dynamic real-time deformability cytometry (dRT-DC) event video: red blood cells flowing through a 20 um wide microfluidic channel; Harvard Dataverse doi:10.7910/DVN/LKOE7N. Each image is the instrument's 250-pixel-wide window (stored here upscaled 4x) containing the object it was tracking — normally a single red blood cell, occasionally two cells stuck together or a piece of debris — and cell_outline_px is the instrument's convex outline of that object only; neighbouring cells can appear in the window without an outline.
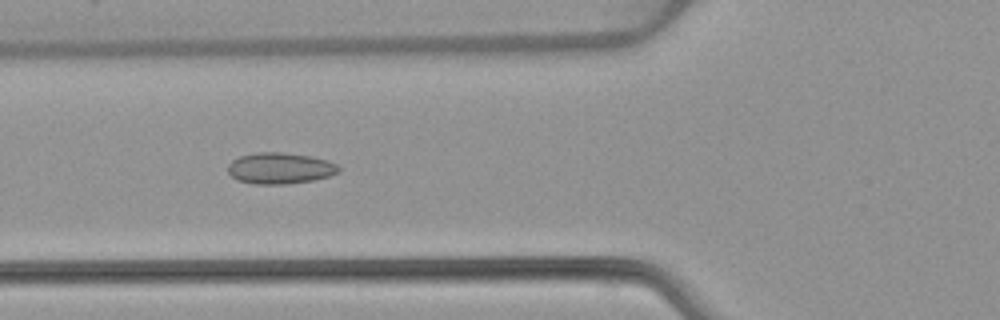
{"species": "common noctule bat (a hibernating species)", "species_latin": "Nyctalus noctula", "temperature_condition": "warm", "stored_images_in_passage": 53, "camera_frame_rate_fps": 3000, "um_per_image_px": 0.085, "animal": {"sex": "female", "body_mass_g": 22.7, "forearm_length_mm": 54.2}, "frame": {"image": 1, "passage_image": 20, "time_ms": 6.333, "image_size_px": [1000, 320], "cell_outline_px": [[340, 172], [328, 176], [312, 180], [288, 184], [256, 184], [236, 180], [228, 172], [228, 164], [232, 160], [240, 156], [256, 152], [284, 152], [312, 156], [328, 160], [336, 164], [340, 168]], "centroid_in_image_um": [23.8, 14.29], "position_along_channel_um": 102.0, "area_um2": 20.29}}
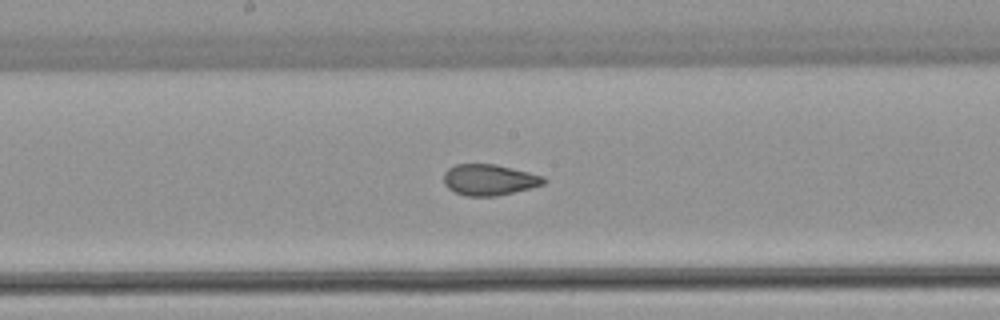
{"frame": {"image": 2, "passage_image": 28, "time_ms": 9.0, "image_size_px": [1000, 320], "cell_outline_px": [[548, 180], [544, 184], [532, 188], [496, 196], [464, 196], [448, 188], [444, 184], [444, 172], [448, 168], [456, 164], [496, 164], [544, 176]], "centroid_in_image_um": [41.6, 15.28], "position_along_channel_um": 206.6, "area_um2": 18.21}}
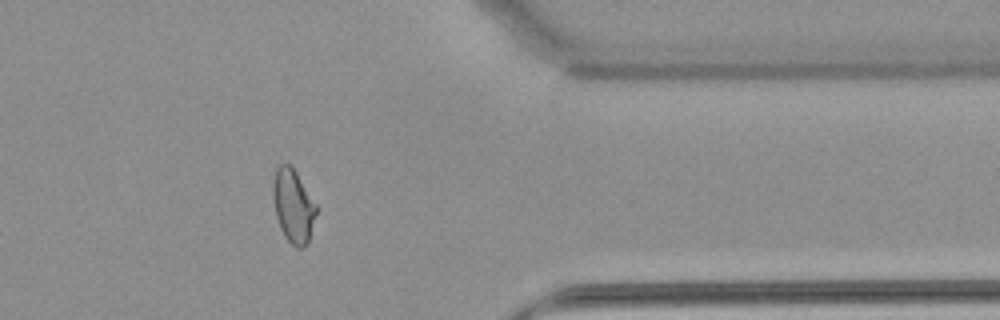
{"frame": {"image": 3, "passage_image": 43, "time_ms": 14.0, "image_size_px": [1000, 320], "cell_outline_px": [[316, 212], [308, 244], [304, 248], [296, 248], [284, 236], [280, 228], [276, 216], [272, 196], [272, 184], [276, 168], [280, 164], [288, 164], [296, 172], [316, 204]], "centroid_in_image_um": [24.9, 17.52], "position_along_channel_um": 386.5, "area_um2": 18.44}, "authors_computed_cell_mechanics": {"area_um2": 19.1896, "velocity_mm_per_s": 3.9102, "shape_relaxation_time_tau1_ms": null, "shape_relaxation_time_tau2_ms": 1.1874, "deformation_change_tau1": null, "deformation_change_tau2": 0.0682}}